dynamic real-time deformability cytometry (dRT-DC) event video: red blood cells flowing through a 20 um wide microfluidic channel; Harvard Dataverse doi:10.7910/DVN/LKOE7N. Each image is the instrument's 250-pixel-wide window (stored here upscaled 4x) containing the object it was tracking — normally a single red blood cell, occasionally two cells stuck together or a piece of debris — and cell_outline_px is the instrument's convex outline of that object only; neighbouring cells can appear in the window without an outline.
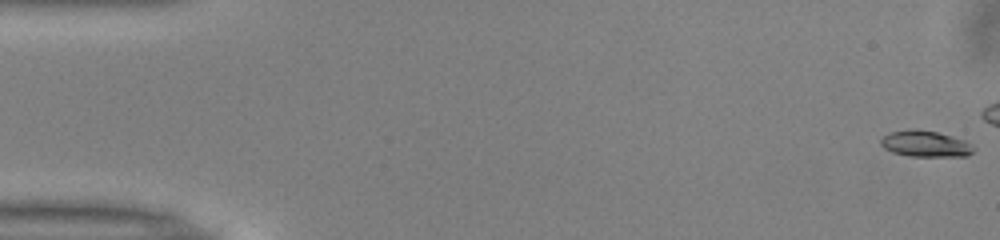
{"species": "common noctule bat (a hibernating species)", "species_latin": "Nyctalus noctula", "temperature_condition": "warm", "stored_images_in_passage": 19, "camera_frame_rate_fps": 3000, "um_per_image_px": 0.085, "animal": {"sex": "male", "body_mass_g": 13.0, "forearm_length_mm": 53.1}, "frame": {"image": 1, "passage_image": 1, "time_ms": 0.0, "image_size_px": [1000, 240], "cell_outline_px": [[976, 148], [972, 152], [964, 156], [908, 156], [892, 152], [884, 148], [880, 144], [880, 140], [888, 132], [908, 128], [916, 128], [936, 132], [952, 136], [964, 140], [972, 144]], "centroid_in_image_um": [78.62, 12.2], "position_along_channel_um": 6.4, "area_um2": 14.33}}